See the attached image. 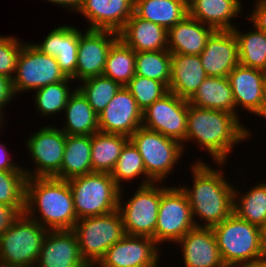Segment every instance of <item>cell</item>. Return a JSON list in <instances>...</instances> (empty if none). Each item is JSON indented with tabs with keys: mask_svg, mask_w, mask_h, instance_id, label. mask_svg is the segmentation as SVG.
<instances>
[{
	"mask_svg": "<svg viewBox=\"0 0 266 267\" xmlns=\"http://www.w3.org/2000/svg\"><path fill=\"white\" fill-rule=\"evenodd\" d=\"M199 159L189 166L193 177L191 188L179 186L187 195L195 226L212 228L233 213L234 184L224 175L223 166L228 163H215L216 169Z\"/></svg>",
	"mask_w": 266,
	"mask_h": 267,
	"instance_id": "obj_1",
	"label": "cell"
},
{
	"mask_svg": "<svg viewBox=\"0 0 266 267\" xmlns=\"http://www.w3.org/2000/svg\"><path fill=\"white\" fill-rule=\"evenodd\" d=\"M244 125L229 112L198 108L189 104L183 150L185 151L186 142L191 141L207 150L214 163H227L237 143L241 144L242 141L252 138L251 131Z\"/></svg>",
	"mask_w": 266,
	"mask_h": 267,
	"instance_id": "obj_2",
	"label": "cell"
},
{
	"mask_svg": "<svg viewBox=\"0 0 266 267\" xmlns=\"http://www.w3.org/2000/svg\"><path fill=\"white\" fill-rule=\"evenodd\" d=\"M24 213L47 230L73 229L77 216L68 181L55 177L27 178Z\"/></svg>",
	"mask_w": 266,
	"mask_h": 267,
	"instance_id": "obj_3",
	"label": "cell"
},
{
	"mask_svg": "<svg viewBox=\"0 0 266 267\" xmlns=\"http://www.w3.org/2000/svg\"><path fill=\"white\" fill-rule=\"evenodd\" d=\"M212 229L226 267H243L266 256L262 229L234 213Z\"/></svg>",
	"mask_w": 266,
	"mask_h": 267,
	"instance_id": "obj_4",
	"label": "cell"
},
{
	"mask_svg": "<svg viewBox=\"0 0 266 267\" xmlns=\"http://www.w3.org/2000/svg\"><path fill=\"white\" fill-rule=\"evenodd\" d=\"M67 181L73 195L77 220L118 209L120 188L110 173L91 172Z\"/></svg>",
	"mask_w": 266,
	"mask_h": 267,
	"instance_id": "obj_5",
	"label": "cell"
},
{
	"mask_svg": "<svg viewBox=\"0 0 266 267\" xmlns=\"http://www.w3.org/2000/svg\"><path fill=\"white\" fill-rule=\"evenodd\" d=\"M49 230L25 213L0 236V267L35 266Z\"/></svg>",
	"mask_w": 266,
	"mask_h": 267,
	"instance_id": "obj_6",
	"label": "cell"
},
{
	"mask_svg": "<svg viewBox=\"0 0 266 267\" xmlns=\"http://www.w3.org/2000/svg\"><path fill=\"white\" fill-rule=\"evenodd\" d=\"M129 140L141 155L146 174L154 183H163L172 175L184 154L182 144L163 134L139 127Z\"/></svg>",
	"mask_w": 266,
	"mask_h": 267,
	"instance_id": "obj_7",
	"label": "cell"
},
{
	"mask_svg": "<svg viewBox=\"0 0 266 267\" xmlns=\"http://www.w3.org/2000/svg\"><path fill=\"white\" fill-rule=\"evenodd\" d=\"M82 258L94 267L105 252L124 235V226L117 210L99 216L77 220L73 229Z\"/></svg>",
	"mask_w": 266,
	"mask_h": 267,
	"instance_id": "obj_8",
	"label": "cell"
},
{
	"mask_svg": "<svg viewBox=\"0 0 266 267\" xmlns=\"http://www.w3.org/2000/svg\"><path fill=\"white\" fill-rule=\"evenodd\" d=\"M168 187L163 183L137 186L127 201L122 198L124 189H120L118 211L126 235L145 236L154 240L161 195Z\"/></svg>",
	"mask_w": 266,
	"mask_h": 267,
	"instance_id": "obj_9",
	"label": "cell"
},
{
	"mask_svg": "<svg viewBox=\"0 0 266 267\" xmlns=\"http://www.w3.org/2000/svg\"><path fill=\"white\" fill-rule=\"evenodd\" d=\"M66 78L55 57L43 54L32 42L23 43L12 79L14 95L35 91Z\"/></svg>",
	"mask_w": 266,
	"mask_h": 267,
	"instance_id": "obj_10",
	"label": "cell"
},
{
	"mask_svg": "<svg viewBox=\"0 0 266 267\" xmlns=\"http://www.w3.org/2000/svg\"><path fill=\"white\" fill-rule=\"evenodd\" d=\"M195 227L186 193L179 185L169 186L161 195L154 241L175 244Z\"/></svg>",
	"mask_w": 266,
	"mask_h": 267,
	"instance_id": "obj_11",
	"label": "cell"
},
{
	"mask_svg": "<svg viewBox=\"0 0 266 267\" xmlns=\"http://www.w3.org/2000/svg\"><path fill=\"white\" fill-rule=\"evenodd\" d=\"M60 127L43 126L25 140L34 164V169L22 166L27 178L55 177L61 171L66 135Z\"/></svg>",
	"mask_w": 266,
	"mask_h": 267,
	"instance_id": "obj_12",
	"label": "cell"
},
{
	"mask_svg": "<svg viewBox=\"0 0 266 267\" xmlns=\"http://www.w3.org/2000/svg\"><path fill=\"white\" fill-rule=\"evenodd\" d=\"M189 103L168 92L142 112V126L179 141L184 149Z\"/></svg>",
	"mask_w": 266,
	"mask_h": 267,
	"instance_id": "obj_13",
	"label": "cell"
},
{
	"mask_svg": "<svg viewBox=\"0 0 266 267\" xmlns=\"http://www.w3.org/2000/svg\"><path fill=\"white\" fill-rule=\"evenodd\" d=\"M159 249L150 237L125 234L94 267H159Z\"/></svg>",
	"mask_w": 266,
	"mask_h": 267,
	"instance_id": "obj_14",
	"label": "cell"
},
{
	"mask_svg": "<svg viewBox=\"0 0 266 267\" xmlns=\"http://www.w3.org/2000/svg\"><path fill=\"white\" fill-rule=\"evenodd\" d=\"M119 39L111 30L86 29L79 35L78 57L75 70L76 82L101 76L111 46Z\"/></svg>",
	"mask_w": 266,
	"mask_h": 267,
	"instance_id": "obj_15",
	"label": "cell"
},
{
	"mask_svg": "<svg viewBox=\"0 0 266 267\" xmlns=\"http://www.w3.org/2000/svg\"><path fill=\"white\" fill-rule=\"evenodd\" d=\"M142 126V111L129 90L122 86L99 115V131L130 137Z\"/></svg>",
	"mask_w": 266,
	"mask_h": 267,
	"instance_id": "obj_16",
	"label": "cell"
},
{
	"mask_svg": "<svg viewBox=\"0 0 266 267\" xmlns=\"http://www.w3.org/2000/svg\"><path fill=\"white\" fill-rule=\"evenodd\" d=\"M199 56L207 77H227L239 64L238 41L233 30H216Z\"/></svg>",
	"mask_w": 266,
	"mask_h": 267,
	"instance_id": "obj_17",
	"label": "cell"
},
{
	"mask_svg": "<svg viewBox=\"0 0 266 267\" xmlns=\"http://www.w3.org/2000/svg\"><path fill=\"white\" fill-rule=\"evenodd\" d=\"M35 266L90 267L80 254L77 237L72 229L49 230Z\"/></svg>",
	"mask_w": 266,
	"mask_h": 267,
	"instance_id": "obj_18",
	"label": "cell"
},
{
	"mask_svg": "<svg viewBox=\"0 0 266 267\" xmlns=\"http://www.w3.org/2000/svg\"><path fill=\"white\" fill-rule=\"evenodd\" d=\"M175 244L182 249L184 267H226L212 228L195 227Z\"/></svg>",
	"mask_w": 266,
	"mask_h": 267,
	"instance_id": "obj_19",
	"label": "cell"
},
{
	"mask_svg": "<svg viewBox=\"0 0 266 267\" xmlns=\"http://www.w3.org/2000/svg\"><path fill=\"white\" fill-rule=\"evenodd\" d=\"M82 31L70 25H59L42 42L32 44L43 54L56 58L61 71L75 81L79 35Z\"/></svg>",
	"mask_w": 266,
	"mask_h": 267,
	"instance_id": "obj_20",
	"label": "cell"
},
{
	"mask_svg": "<svg viewBox=\"0 0 266 267\" xmlns=\"http://www.w3.org/2000/svg\"><path fill=\"white\" fill-rule=\"evenodd\" d=\"M77 13L85 17L88 29L118 33L134 14V0H83Z\"/></svg>",
	"mask_w": 266,
	"mask_h": 267,
	"instance_id": "obj_21",
	"label": "cell"
},
{
	"mask_svg": "<svg viewBox=\"0 0 266 267\" xmlns=\"http://www.w3.org/2000/svg\"><path fill=\"white\" fill-rule=\"evenodd\" d=\"M266 72L260 69L238 64L227 76L232 88L236 108V117L239 118L240 107L255 114L261 104L263 84ZM238 107V108H237Z\"/></svg>",
	"mask_w": 266,
	"mask_h": 267,
	"instance_id": "obj_22",
	"label": "cell"
},
{
	"mask_svg": "<svg viewBox=\"0 0 266 267\" xmlns=\"http://www.w3.org/2000/svg\"><path fill=\"white\" fill-rule=\"evenodd\" d=\"M216 30L187 15L168 29L167 49L171 53L199 55Z\"/></svg>",
	"mask_w": 266,
	"mask_h": 267,
	"instance_id": "obj_23",
	"label": "cell"
},
{
	"mask_svg": "<svg viewBox=\"0 0 266 267\" xmlns=\"http://www.w3.org/2000/svg\"><path fill=\"white\" fill-rule=\"evenodd\" d=\"M119 39L135 52L167 49L168 30L133 14L118 32Z\"/></svg>",
	"mask_w": 266,
	"mask_h": 267,
	"instance_id": "obj_24",
	"label": "cell"
},
{
	"mask_svg": "<svg viewBox=\"0 0 266 267\" xmlns=\"http://www.w3.org/2000/svg\"><path fill=\"white\" fill-rule=\"evenodd\" d=\"M206 77L199 55L171 53L169 92L188 100Z\"/></svg>",
	"mask_w": 266,
	"mask_h": 267,
	"instance_id": "obj_25",
	"label": "cell"
},
{
	"mask_svg": "<svg viewBox=\"0 0 266 267\" xmlns=\"http://www.w3.org/2000/svg\"><path fill=\"white\" fill-rule=\"evenodd\" d=\"M242 4L240 0H188V15L215 30H233L232 20L241 16Z\"/></svg>",
	"mask_w": 266,
	"mask_h": 267,
	"instance_id": "obj_26",
	"label": "cell"
},
{
	"mask_svg": "<svg viewBox=\"0 0 266 267\" xmlns=\"http://www.w3.org/2000/svg\"><path fill=\"white\" fill-rule=\"evenodd\" d=\"M63 113L66 121L60 129L65 135L92 136L99 131V116L78 88L70 95Z\"/></svg>",
	"mask_w": 266,
	"mask_h": 267,
	"instance_id": "obj_27",
	"label": "cell"
},
{
	"mask_svg": "<svg viewBox=\"0 0 266 267\" xmlns=\"http://www.w3.org/2000/svg\"><path fill=\"white\" fill-rule=\"evenodd\" d=\"M187 101L198 108L225 111L236 116L232 88L227 77H206Z\"/></svg>",
	"mask_w": 266,
	"mask_h": 267,
	"instance_id": "obj_28",
	"label": "cell"
},
{
	"mask_svg": "<svg viewBox=\"0 0 266 267\" xmlns=\"http://www.w3.org/2000/svg\"><path fill=\"white\" fill-rule=\"evenodd\" d=\"M134 14L168 30L188 15V1L134 0Z\"/></svg>",
	"mask_w": 266,
	"mask_h": 267,
	"instance_id": "obj_29",
	"label": "cell"
},
{
	"mask_svg": "<svg viewBox=\"0 0 266 267\" xmlns=\"http://www.w3.org/2000/svg\"><path fill=\"white\" fill-rule=\"evenodd\" d=\"M91 172V135H66L61 171L55 178L69 180Z\"/></svg>",
	"mask_w": 266,
	"mask_h": 267,
	"instance_id": "obj_30",
	"label": "cell"
},
{
	"mask_svg": "<svg viewBox=\"0 0 266 267\" xmlns=\"http://www.w3.org/2000/svg\"><path fill=\"white\" fill-rule=\"evenodd\" d=\"M240 191L234 187L233 213L262 229L266 225V181L261 180L246 192Z\"/></svg>",
	"mask_w": 266,
	"mask_h": 267,
	"instance_id": "obj_31",
	"label": "cell"
},
{
	"mask_svg": "<svg viewBox=\"0 0 266 267\" xmlns=\"http://www.w3.org/2000/svg\"><path fill=\"white\" fill-rule=\"evenodd\" d=\"M129 141L122 134L96 132L91 136L92 172L110 173L114 170L117 160Z\"/></svg>",
	"mask_w": 266,
	"mask_h": 267,
	"instance_id": "obj_32",
	"label": "cell"
},
{
	"mask_svg": "<svg viewBox=\"0 0 266 267\" xmlns=\"http://www.w3.org/2000/svg\"><path fill=\"white\" fill-rule=\"evenodd\" d=\"M252 27L246 33L238 27L233 29L238 41L239 64L266 72V33Z\"/></svg>",
	"mask_w": 266,
	"mask_h": 267,
	"instance_id": "obj_33",
	"label": "cell"
},
{
	"mask_svg": "<svg viewBox=\"0 0 266 267\" xmlns=\"http://www.w3.org/2000/svg\"><path fill=\"white\" fill-rule=\"evenodd\" d=\"M72 82L74 83L71 78L67 77L64 81L51 83L35 90L34 104L41 117L44 116V118H47L57 113L62 117L64 116L62 113L66 107V103L76 89V86L74 89H71L70 85Z\"/></svg>",
	"mask_w": 266,
	"mask_h": 267,
	"instance_id": "obj_34",
	"label": "cell"
},
{
	"mask_svg": "<svg viewBox=\"0 0 266 267\" xmlns=\"http://www.w3.org/2000/svg\"><path fill=\"white\" fill-rule=\"evenodd\" d=\"M111 176L115 181V184L122 189L125 185L124 182H133L135 178L143 181L139 182V186H146L154 183L146 174L145 166L138 149L129 140L117 160L114 170L111 172ZM144 179H143V178ZM124 181V182H123ZM122 182V184H121Z\"/></svg>",
	"mask_w": 266,
	"mask_h": 267,
	"instance_id": "obj_35",
	"label": "cell"
},
{
	"mask_svg": "<svg viewBox=\"0 0 266 267\" xmlns=\"http://www.w3.org/2000/svg\"><path fill=\"white\" fill-rule=\"evenodd\" d=\"M102 75L126 86L135 76V51L118 39L108 52Z\"/></svg>",
	"mask_w": 266,
	"mask_h": 267,
	"instance_id": "obj_36",
	"label": "cell"
},
{
	"mask_svg": "<svg viewBox=\"0 0 266 267\" xmlns=\"http://www.w3.org/2000/svg\"><path fill=\"white\" fill-rule=\"evenodd\" d=\"M171 52L166 50L135 52V75L170 83Z\"/></svg>",
	"mask_w": 266,
	"mask_h": 267,
	"instance_id": "obj_37",
	"label": "cell"
},
{
	"mask_svg": "<svg viewBox=\"0 0 266 267\" xmlns=\"http://www.w3.org/2000/svg\"><path fill=\"white\" fill-rule=\"evenodd\" d=\"M80 82H78L77 88L87 98L98 116L122 87L119 83L103 75L90 77Z\"/></svg>",
	"mask_w": 266,
	"mask_h": 267,
	"instance_id": "obj_38",
	"label": "cell"
},
{
	"mask_svg": "<svg viewBox=\"0 0 266 267\" xmlns=\"http://www.w3.org/2000/svg\"><path fill=\"white\" fill-rule=\"evenodd\" d=\"M26 179L25 171L0 170V203L24 213Z\"/></svg>",
	"mask_w": 266,
	"mask_h": 267,
	"instance_id": "obj_39",
	"label": "cell"
},
{
	"mask_svg": "<svg viewBox=\"0 0 266 267\" xmlns=\"http://www.w3.org/2000/svg\"><path fill=\"white\" fill-rule=\"evenodd\" d=\"M125 87L132 94L142 112L169 92L163 82L138 75H135Z\"/></svg>",
	"mask_w": 266,
	"mask_h": 267,
	"instance_id": "obj_40",
	"label": "cell"
},
{
	"mask_svg": "<svg viewBox=\"0 0 266 267\" xmlns=\"http://www.w3.org/2000/svg\"><path fill=\"white\" fill-rule=\"evenodd\" d=\"M23 41L13 35H0V75L13 79Z\"/></svg>",
	"mask_w": 266,
	"mask_h": 267,
	"instance_id": "obj_41",
	"label": "cell"
},
{
	"mask_svg": "<svg viewBox=\"0 0 266 267\" xmlns=\"http://www.w3.org/2000/svg\"><path fill=\"white\" fill-rule=\"evenodd\" d=\"M255 6L251 9V13L247 16L250 23L257 29L266 33V0H254Z\"/></svg>",
	"mask_w": 266,
	"mask_h": 267,
	"instance_id": "obj_42",
	"label": "cell"
},
{
	"mask_svg": "<svg viewBox=\"0 0 266 267\" xmlns=\"http://www.w3.org/2000/svg\"><path fill=\"white\" fill-rule=\"evenodd\" d=\"M15 97L12 88V80L0 75V121L6 119L4 117V109Z\"/></svg>",
	"mask_w": 266,
	"mask_h": 267,
	"instance_id": "obj_43",
	"label": "cell"
},
{
	"mask_svg": "<svg viewBox=\"0 0 266 267\" xmlns=\"http://www.w3.org/2000/svg\"><path fill=\"white\" fill-rule=\"evenodd\" d=\"M20 214L12 205L0 203V236L12 226Z\"/></svg>",
	"mask_w": 266,
	"mask_h": 267,
	"instance_id": "obj_44",
	"label": "cell"
},
{
	"mask_svg": "<svg viewBox=\"0 0 266 267\" xmlns=\"http://www.w3.org/2000/svg\"><path fill=\"white\" fill-rule=\"evenodd\" d=\"M6 148L7 147L5 144L0 143V170L24 171L22 169V166H20L18 163L16 164V161L12 160L13 158H11L10 152H8V148Z\"/></svg>",
	"mask_w": 266,
	"mask_h": 267,
	"instance_id": "obj_45",
	"label": "cell"
},
{
	"mask_svg": "<svg viewBox=\"0 0 266 267\" xmlns=\"http://www.w3.org/2000/svg\"><path fill=\"white\" fill-rule=\"evenodd\" d=\"M47 2H51L57 4L58 6H64L63 8H68L67 10L71 12H78L82 6L83 0H45Z\"/></svg>",
	"mask_w": 266,
	"mask_h": 267,
	"instance_id": "obj_46",
	"label": "cell"
},
{
	"mask_svg": "<svg viewBox=\"0 0 266 267\" xmlns=\"http://www.w3.org/2000/svg\"><path fill=\"white\" fill-rule=\"evenodd\" d=\"M254 115H257V117L260 116V118H263L264 120L266 119V77L263 84L262 101L258 111Z\"/></svg>",
	"mask_w": 266,
	"mask_h": 267,
	"instance_id": "obj_47",
	"label": "cell"
},
{
	"mask_svg": "<svg viewBox=\"0 0 266 267\" xmlns=\"http://www.w3.org/2000/svg\"><path fill=\"white\" fill-rule=\"evenodd\" d=\"M243 267H266V256L256 261H253L250 264H246Z\"/></svg>",
	"mask_w": 266,
	"mask_h": 267,
	"instance_id": "obj_48",
	"label": "cell"
},
{
	"mask_svg": "<svg viewBox=\"0 0 266 267\" xmlns=\"http://www.w3.org/2000/svg\"><path fill=\"white\" fill-rule=\"evenodd\" d=\"M262 244L266 254V225L262 228Z\"/></svg>",
	"mask_w": 266,
	"mask_h": 267,
	"instance_id": "obj_49",
	"label": "cell"
},
{
	"mask_svg": "<svg viewBox=\"0 0 266 267\" xmlns=\"http://www.w3.org/2000/svg\"><path fill=\"white\" fill-rule=\"evenodd\" d=\"M4 123H5V121H1L0 122V131L3 130L2 128L5 126ZM0 135H1V132H0Z\"/></svg>",
	"mask_w": 266,
	"mask_h": 267,
	"instance_id": "obj_50",
	"label": "cell"
}]
</instances>
